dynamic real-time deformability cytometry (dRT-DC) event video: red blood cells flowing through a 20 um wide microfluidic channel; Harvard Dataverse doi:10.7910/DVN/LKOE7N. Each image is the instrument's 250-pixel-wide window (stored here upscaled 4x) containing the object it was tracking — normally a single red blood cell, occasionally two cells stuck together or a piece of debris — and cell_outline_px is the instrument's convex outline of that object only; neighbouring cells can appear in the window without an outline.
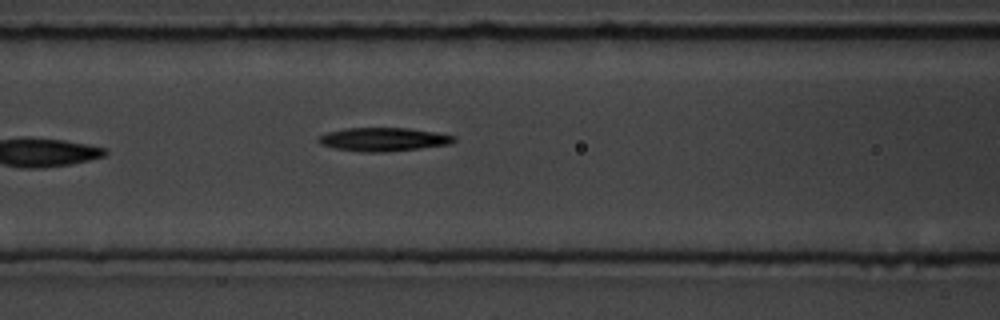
{"species": "common noctule bat (a hibernating species)", "species_latin": "Nyctalus noctula", "temperature_condition": "room temperature", "stored_images_in_passage": 7, "camera_frame_rate_fps": 3000, "um_per_image_px": 0.085, "animal": {"sex": "male", "body_mass_g": 19.5, "forearm_length_mm": 54.6}, "frame": {"image": 1, "passage_image": 7, "time_ms": 7.0, "image_size_px": [1000, 320], "cell_outline_px": [[456, 140], [452, 144], [420, 148], [384, 152], [364, 152], [336, 148], [320, 144], [316, 140], [320, 136], [328, 132], [344, 128], [408, 128], [436, 132], [456, 136]], "centroid_in_image_um": [32.62, 11.84], "position_along_channel_um": 134.0, "area_um2": 18.55}}